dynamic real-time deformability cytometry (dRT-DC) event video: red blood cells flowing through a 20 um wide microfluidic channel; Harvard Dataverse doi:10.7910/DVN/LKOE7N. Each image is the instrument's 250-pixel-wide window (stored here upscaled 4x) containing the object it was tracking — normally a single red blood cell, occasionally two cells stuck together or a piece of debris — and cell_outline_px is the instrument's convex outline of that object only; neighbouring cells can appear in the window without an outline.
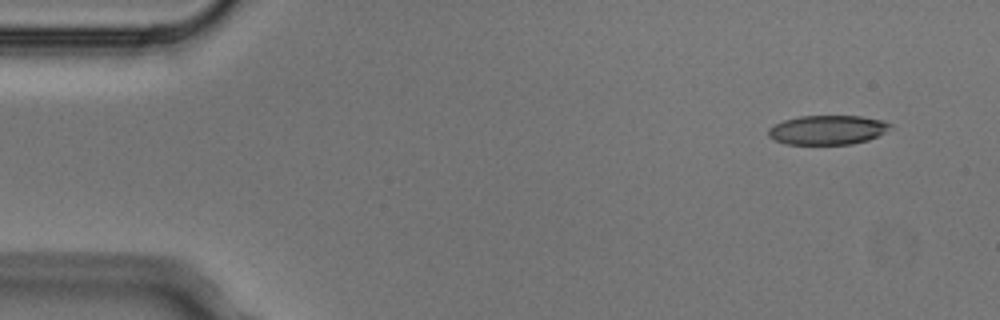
{"species": "Egyptian fruit bat (a non-hibernating species)", "species_latin": "Rousettus aegyptiacus", "temperature_condition": "cold", "stored_images_in_passage": 4, "camera_frame_rate_fps": 3000, "um_per_image_px": 0.085, "animal": {"sex": "male"}, "frame": {"image": 1, "passage_image": 1, "time_ms": 0.0, "image_size_px": [1000, 320], "cell_outline_px": [[892, 128], [868, 140], [852, 144], [784, 144], [768, 136], [768, 128], [784, 120], [800, 116], [860, 116], [884, 120], [892, 124]], "centroid_in_image_um": [70.35, 11.04], "position_along_channel_um": 14.6, "area_um2": 20.81}}
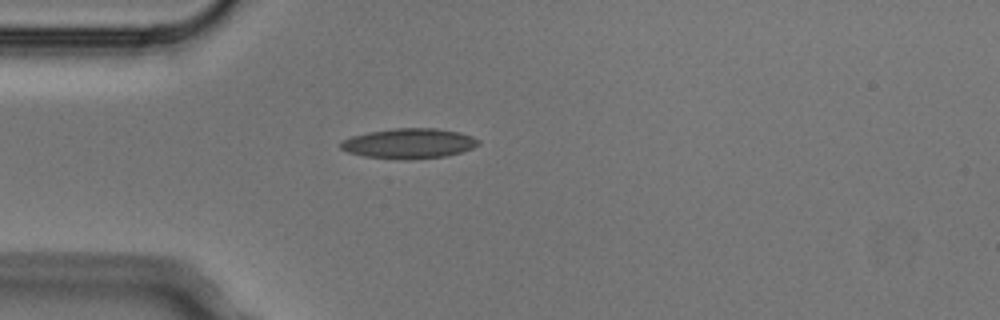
{"frame": {"image": 2, "passage_image": 4, "time_ms": 1.0, "image_size_px": [1000, 320], "cell_outline_px": [[480, 144], [472, 148], [460, 152], [444, 156], [408, 160], [404, 160], [364, 156], [348, 152], [340, 148], [340, 144], [344, 140], [352, 136], [368, 132], [396, 128], [436, 128], [460, 132], [472, 136], [480, 140]], "centroid_in_image_um": [34.78, 12.19], "position_along_channel_um": 50.2, "area_um2": 24.1}}